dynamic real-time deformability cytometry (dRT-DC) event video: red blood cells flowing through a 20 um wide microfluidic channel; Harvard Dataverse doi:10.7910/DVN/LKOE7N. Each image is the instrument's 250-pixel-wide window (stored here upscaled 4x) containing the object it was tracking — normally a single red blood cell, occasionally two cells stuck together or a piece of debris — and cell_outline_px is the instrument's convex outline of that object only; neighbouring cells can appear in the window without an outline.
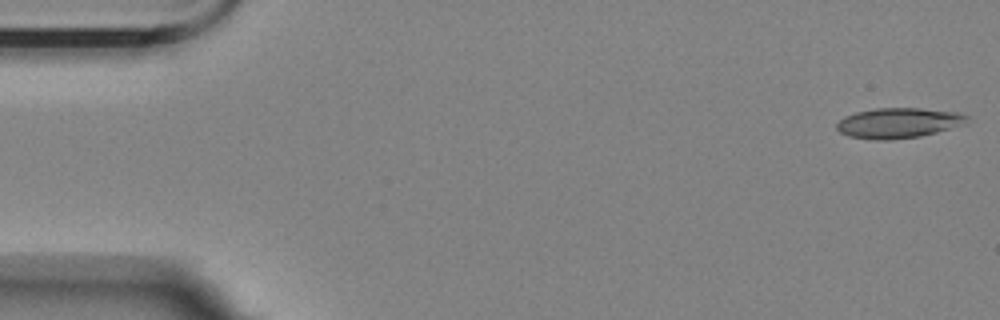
{"species": "Egyptian fruit bat (a non-hibernating species)", "species_latin": "Rousettus aegyptiacus", "temperature_condition": "room temperature", "stored_images_in_passage": 56, "camera_frame_rate_fps": 3000, "um_per_image_px": 0.085, "animal": {"sex": "female"}, "frame": {"image": 1, "passage_image": 1, "time_ms": 0.0, "image_size_px": [1000, 320], "cell_outline_px": [[972, 116], [968, 124], [920, 136], [888, 140], [876, 140], [848, 136], [840, 132], [836, 128], [836, 124], [844, 116], [856, 112], [876, 108], [920, 108], [960, 112]], "centroid_in_image_um": [76.44, 10.44], "position_along_channel_um": 8.6, "area_um2": 23.29}}
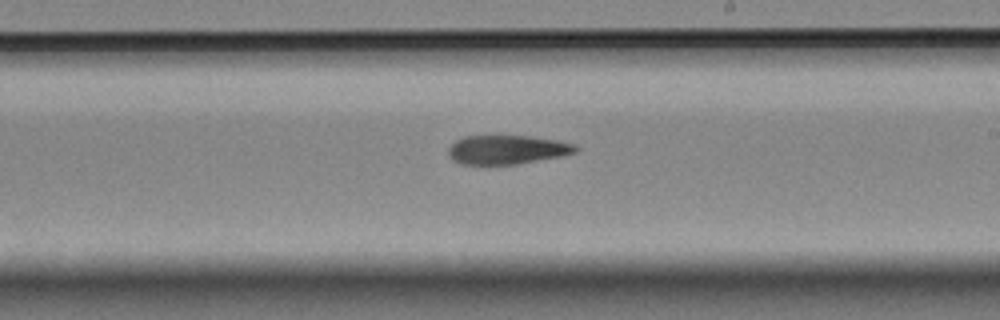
{"frame": {"image": 2, "passage_image": 32, "time_ms": 10.333, "image_size_px": [1000, 320], "cell_outline_px": [[580, 148], [576, 152], [560, 156], [516, 164], [460, 164], [452, 160], [448, 156], [448, 148], [456, 140], [464, 136], [532, 136], [556, 140], [576, 144]], "centroid_in_image_um": [43.09, 12.72], "position_along_channel_um": 245.9, "area_um2": 21.5}}
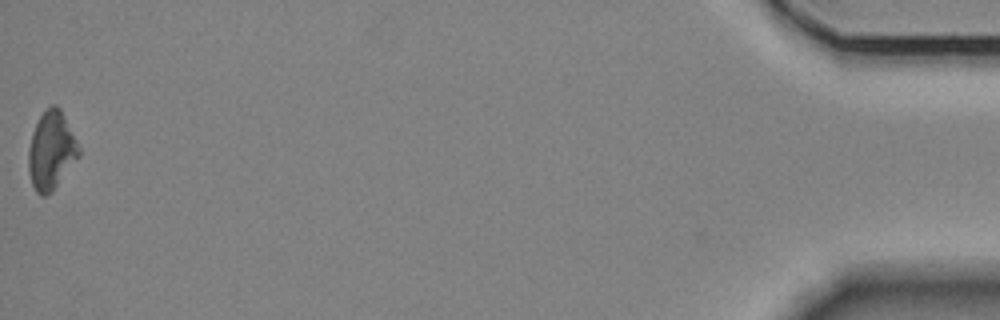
{"frame": {"image": 3, "passage_image": 56, "time_ms": 18.333, "image_size_px": [1000, 320], "cell_outline_px": [[80, 156], [52, 192], [44, 196], [40, 196], [36, 192], [32, 184], [28, 172], [28, 148], [32, 132], [44, 108], [52, 104], [56, 104], [60, 108], [80, 148]], "centroid_in_image_um": [4.34, 12.8], "position_along_channel_um": 430.9, "area_um2": 23.12}}